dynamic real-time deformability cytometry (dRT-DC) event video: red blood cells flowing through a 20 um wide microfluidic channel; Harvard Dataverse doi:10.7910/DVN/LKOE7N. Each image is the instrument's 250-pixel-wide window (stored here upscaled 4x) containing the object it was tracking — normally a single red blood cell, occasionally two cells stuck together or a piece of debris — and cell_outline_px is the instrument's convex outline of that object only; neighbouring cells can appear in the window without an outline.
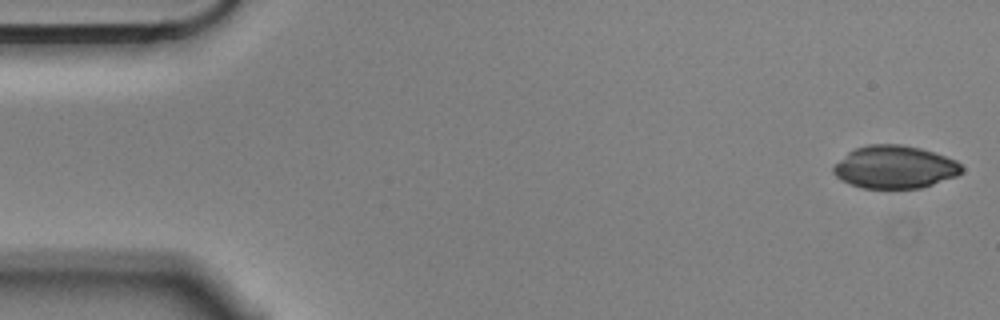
{"species": "Egyptian fruit bat (a non-hibernating species)", "species_latin": "Rousettus aegyptiacus", "temperature_condition": "cold", "stored_images_in_passage": 56, "camera_frame_rate_fps": 3000, "um_per_image_px": 0.085, "animal": {"sex": "male"}, "frame": {"image": 1, "passage_image": 1, "time_ms": 0.0, "image_size_px": [1000, 320], "cell_outline_px": [[964, 168], [956, 176], [920, 188], [864, 188], [840, 180], [832, 172], [832, 168], [848, 152], [856, 148], [868, 144], [900, 144], [920, 148], [956, 160]], "centroid_in_image_um": [76.04, 14.2], "position_along_channel_um": 9.0, "area_um2": 31.67}}
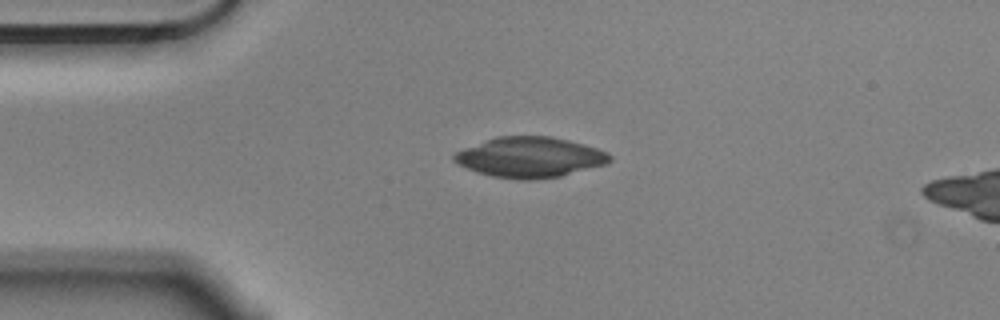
{"frame": {"image": 2, "passage_image": 12, "time_ms": 3.667, "image_size_px": [1000, 320], "cell_outline_px": [[612, 160], [608, 164], [560, 176], [536, 180], [520, 180], [492, 176], [476, 172], [456, 164], [452, 160], [452, 156], [456, 152], [464, 148], [496, 136], [548, 136], [568, 140], [584, 144], [608, 152], [612, 156]], "centroid_in_image_um": [45.04, 13.37], "position_along_channel_um": 40.0, "area_um2": 36.88}}